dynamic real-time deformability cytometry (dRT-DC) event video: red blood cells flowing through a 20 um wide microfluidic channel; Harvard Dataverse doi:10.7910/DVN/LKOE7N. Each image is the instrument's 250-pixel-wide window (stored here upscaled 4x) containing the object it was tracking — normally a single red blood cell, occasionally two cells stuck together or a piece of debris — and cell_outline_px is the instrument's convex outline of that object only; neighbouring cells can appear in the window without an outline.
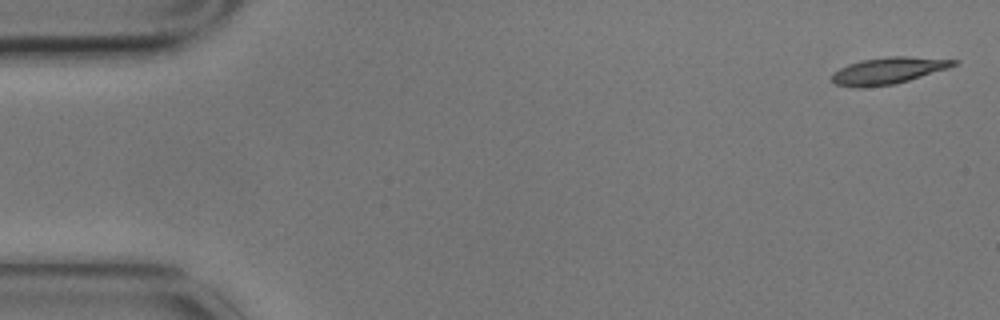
{"species": "common noctule bat (a hibernating species)", "species_latin": "Nyctalus noctula", "temperature_condition": "cold", "stored_images_in_passage": 4, "camera_frame_rate_fps": 3000, "um_per_image_px": 0.085, "animal": {"sex": "male", "body_mass_g": 17.9}, "frame": {"image": 1, "passage_image": 1, "time_ms": 0.0, "image_size_px": [1000, 320], "cell_outline_px": [[960, 60], [956, 64], [948, 68], [908, 80], [892, 84], [864, 88], [856, 88], [836, 84], [832, 80], [832, 72], [848, 64], [860, 60], [888, 56], [904, 56]], "centroid_in_image_um": [75.46, 6.0], "position_along_channel_um": 9.5, "area_um2": 18.84}}